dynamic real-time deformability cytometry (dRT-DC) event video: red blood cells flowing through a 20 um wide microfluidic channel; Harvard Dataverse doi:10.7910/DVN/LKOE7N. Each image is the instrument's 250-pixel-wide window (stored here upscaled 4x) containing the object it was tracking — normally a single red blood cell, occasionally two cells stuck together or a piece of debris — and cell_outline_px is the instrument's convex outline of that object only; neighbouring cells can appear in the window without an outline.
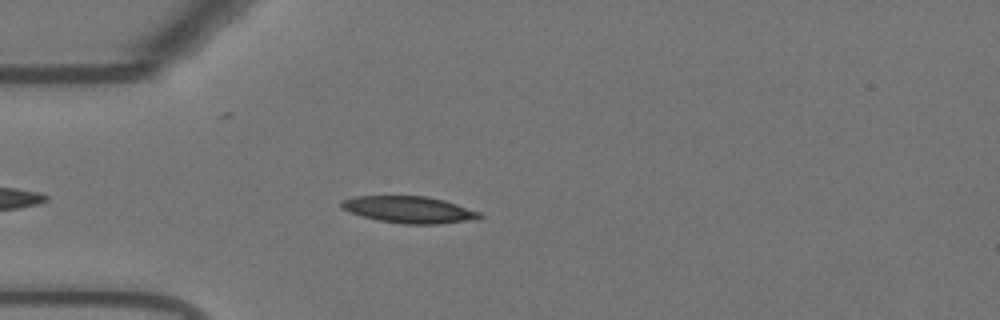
{"species": "Egyptian fruit bat (a non-hibernating species)", "species_latin": "Rousettus aegyptiacus", "temperature_condition": "warm", "stored_images_in_passage": 47, "camera_frame_rate_fps": 3000, "um_per_image_px": 0.085, "animal": {"sex": "female"}, "frame": {"image": 1, "passage_image": 6, "time_ms": 1.667, "image_size_px": [1000, 320], "cell_outline_px": [[484, 216], [476, 220], [440, 224], [404, 224], [380, 220], [348, 212], [340, 208], [340, 200], [356, 196], [428, 196], [444, 200], [480, 212]], "centroid_in_image_um": [34.78, 17.82], "position_along_channel_um": 50.2, "area_um2": 21.68}}
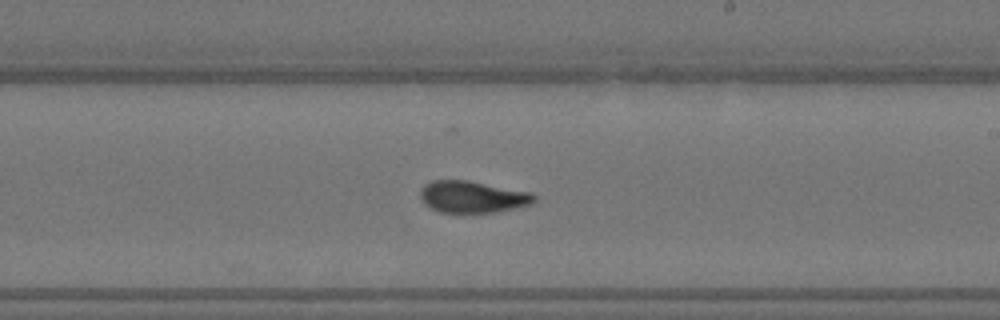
{"frame": {"image": 2, "passage_image": 23, "time_ms": 7.333, "image_size_px": [1000, 320], "cell_outline_px": [[536, 200], [532, 204], [496, 212], [440, 212], [424, 204], [420, 200], [420, 188], [424, 184], [432, 180], [468, 180], [532, 192], [536, 196]], "centroid_in_image_um": [40.16, 16.72], "position_along_channel_um": 248.8, "area_um2": 21.27}}
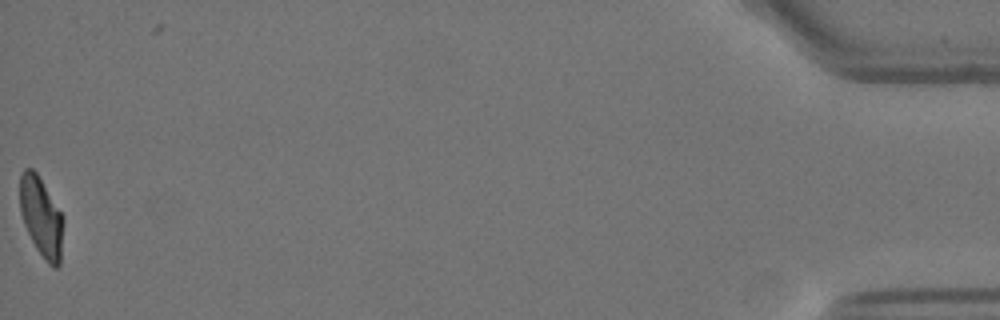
{"frame": {"image": 3, "passage_image": 46, "time_ms": 15.0, "image_size_px": [1000, 320], "cell_outline_px": [[64, 220], [60, 264], [56, 268], [52, 268], [44, 260], [36, 248], [24, 224], [20, 212], [20, 176], [24, 168], [32, 168], [36, 172], [64, 216]], "centroid_in_image_um": [3.52, 18.47], "position_along_channel_um": 431.7, "area_um2": 20.29}, "authors_computed_cell_mechanics": {"area_um2": 21.3282, "velocity_mm_per_s": 3.6875, "shape_relaxation_time_tau1_ms": 9.5979, "shape_relaxation_time_tau2_ms": 1.6444, "deformation_change_tau1": 0.2647, "deformation_change_tau2": 0.0798}}